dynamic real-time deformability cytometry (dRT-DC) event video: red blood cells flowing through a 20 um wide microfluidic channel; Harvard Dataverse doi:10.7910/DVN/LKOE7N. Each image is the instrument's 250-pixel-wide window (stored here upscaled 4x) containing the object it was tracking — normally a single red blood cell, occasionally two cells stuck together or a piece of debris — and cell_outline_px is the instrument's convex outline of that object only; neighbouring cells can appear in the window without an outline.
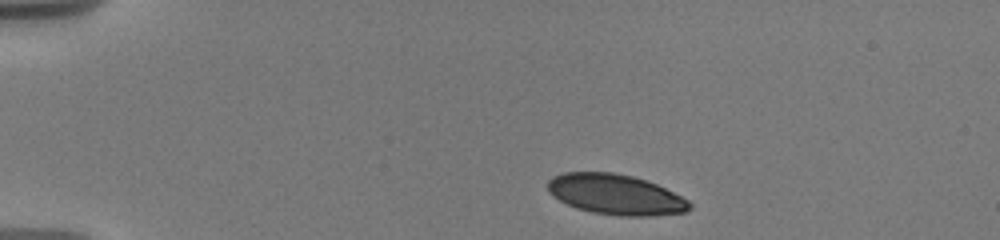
{"species": "human", "species_latin": "Homo sapiens", "temperature_condition": "warm", "stored_images_in_passage": 3, "camera_frame_rate_fps": 3000, "um_per_image_px": 0.085, "donor": {"sex": "male"}, "frame": {"image": 1, "passage_image": 1, "time_ms": 0.0, "image_size_px": [1000, 240], "cell_outline_px": [[692, 208], [688, 212], [652, 216], [620, 216], [592, 212], [576, 208], [552, 196], [548, 192], [548, 180], [552, 176], [564, 172], [612, 172], [632, 176], [656, 184], [688, 200], [692, 204]], "centroid_in_image_um": [52.32, 16.54], "position_along_channel_um": 32.7, "area_um2": 33.41}}